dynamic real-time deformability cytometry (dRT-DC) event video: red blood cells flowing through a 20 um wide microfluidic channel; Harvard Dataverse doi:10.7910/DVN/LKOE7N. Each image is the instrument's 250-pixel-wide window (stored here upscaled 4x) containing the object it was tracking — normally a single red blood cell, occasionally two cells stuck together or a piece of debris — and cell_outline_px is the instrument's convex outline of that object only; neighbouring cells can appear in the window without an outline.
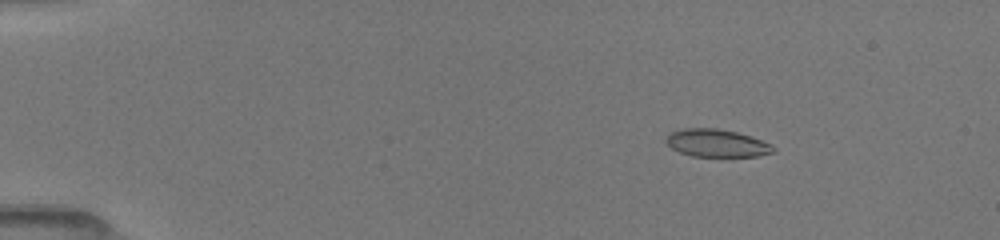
{"species": "common noctule bat (a hibernating species)", "species_latin": "Nyctalus noctula", "temperature_condition": "room temperature", "stored_images_in_passage": 51, "camera_frame_rate_fps": 3000, "um_per_image_px": 0.085, "animal": {"sex": "female", "body_mass_g": 19.5, "forearm_length_mm": 54.1}, "frame": {"image": 1, "passage_image": 8, "time_ms": 2.333, "image_size_px": [1000, 240], "cell_outline_px": [[776, 152], [756, 156], [692, 156], [680, 152], [672, 148], [664, 140], [672, 132], [684, 128], [716, 128], [736, 132], [752, 136], [772, 144], [776, 148]], "centroid_in_image_um": [60.97, 12.16], "position_along_channel_um": 24.0, "area_um2": 17.28}}
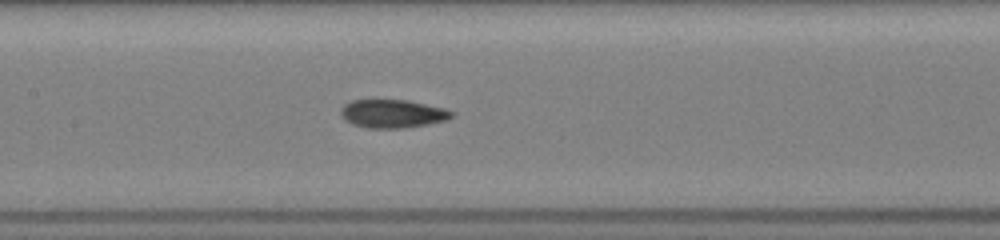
{"frame": {"image": 2, "passage_image": 26, "time_ms": 8.333, "image_size_px": [1000, 240], "cell_outline_px": [[452, 116], [448, 120], [428, 124], [404, 128], [368, 128], [352, 124], [344, 120], [340, 116], [340, 108], [344, 104], [352, 100], [408, 100], [444, 108], [452, 112]], "centroid_in_image_um": [33.32, 9.67], "position_along_channel_um": 174.1, "area_um2": 18.38}}
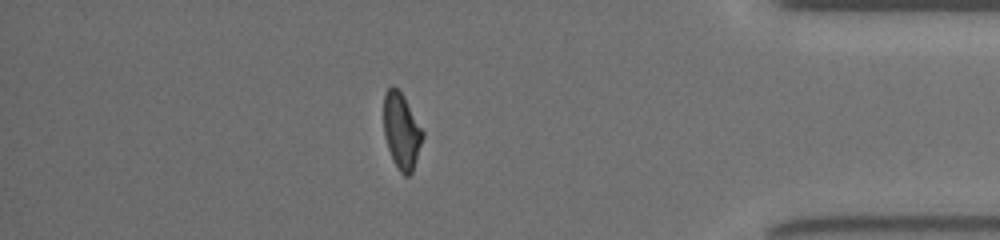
{"frame": {"image": 3, "passage_image": 45, "time_ms": 14.667, "image_size_px": [1000, 240], "cell_outline_px": [[424, 136], [412, 172], [408, 176], [404, 176], [400, 172], [392, 160], [384, 136], [384, 92], [392, 84], [404, 96], [424, 132]], "centroid_in_image_um": [34.12, 11.14], "position_along_channel_um": 401.1, "area_um2": 17.28}, "authors_computed_cell_mechanics": {"area_um2": 18.0336, "velocity_mm_per_s": 4.0651, "shape_relaxation_time_tau1_ms": null, "shape_relaxation_time_tau2_ms": 2.4949, "deformation_change_tau1": null, "deformation_change_tau2": 0.0911}}